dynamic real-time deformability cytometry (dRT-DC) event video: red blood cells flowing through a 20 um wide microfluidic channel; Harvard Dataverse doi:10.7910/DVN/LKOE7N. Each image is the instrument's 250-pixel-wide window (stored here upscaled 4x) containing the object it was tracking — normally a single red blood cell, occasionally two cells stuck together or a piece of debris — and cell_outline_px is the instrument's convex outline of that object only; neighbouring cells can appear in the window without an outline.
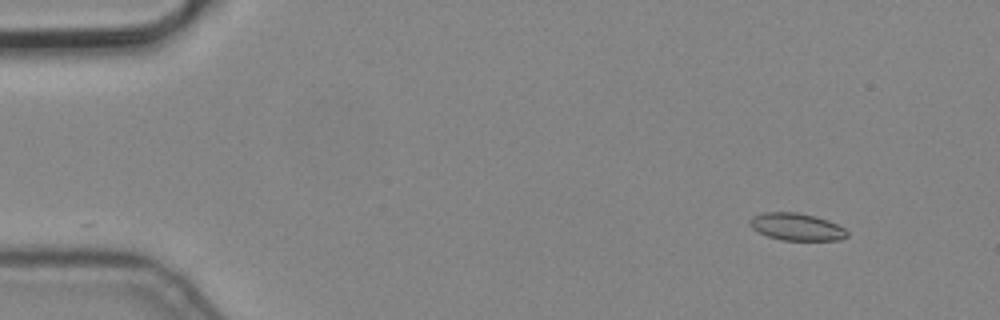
{"species": "common noctule bat (a hibernating species)", "species_latin": "Nyctalus noctula", "temperature_condition": "cold", "stored_images_in_passage": 40, "camera_frame_rate_fps": 3000, "um_per_image_px": 0.085, "animal": {"sex": "male", "body_mass_g": 19.2, "forearm_length_mm": 51.8}, "frame": {"image": 1, "passage_image": 1, "time_ms": 0.0, "image_size_px": [1000, 320], "cell_outline_px": [[848, 236], [840, 240], [784, 240], [768, 236], [752, 228], [748, 224], [748, 220], [752, 216], [764, 212], [796, 212], [816, 216], [828, 220], [844, 228], [848, 232]], "centroid_in_image_um": [67.7, 19.27], "position_along_channel_um": 17.3, "area_um2": 15.49}}
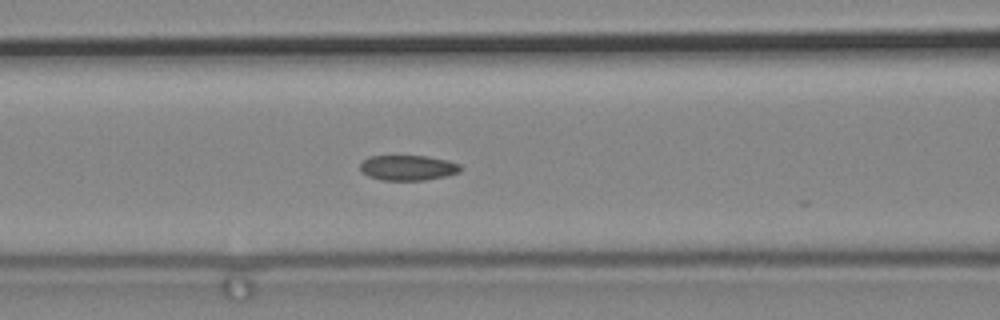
{"frame": {"image": 2, "passage_image": 19, "time_ms": 6.0, "image_size_px": [1000, 320], "cell_outline_px": [[460, 172], [444, 176], [424, 180], [380, 180], [368, 176], [360, 172], [360, 164], [368, 156], [428, 156], [448, 160], [460, 164]], "centroid_in_image_um": [34.64, 14.26], "position_along_channel_um": 132.0, "area_um2": 14.8}}
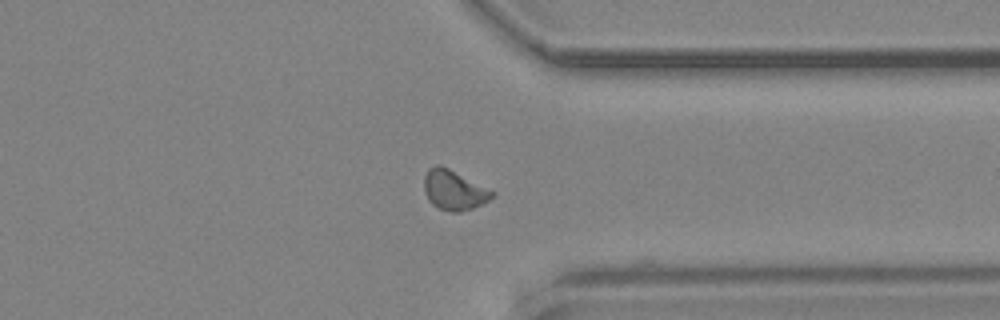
{"frame": {"image": 3, "passage_image": 39, "time_ms": 12.667, "image_size_px": [1000, 320], "cell_outline_px": [[496, 192], [488, 200], [472, 208], [460, 212], [452, 212], [440, 208], [432, 204], [428, 200], [424, 192], [424, 176], [428, 168], [436, 164], [440, 164]], "centroid_in_image_um": [38.55, 16.14], "position_along_channel_um": 372.9, "area_um2": 15.66}}